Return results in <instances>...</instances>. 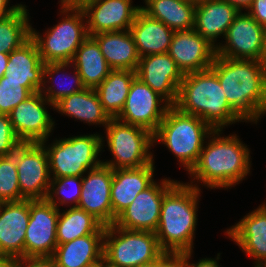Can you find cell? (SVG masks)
Returning a JSON list of instances; mask_svg holds the SVG:
<instances>
[{"label": "cell", "instance_id": "obj_42", "mask_svg": "<svg viewBox=\"0 0 266 267\" xmlns=\"http://www.w3.org/2000/svg\"><path fill=\"white\" fill-rule=\"evenodd\" d=\"M10 0H0V16L7 17L15 13L23 4L9 6ZM9 6V7H8Z\"/></svg>", "mask_w": 266, "mask_h": 267}, {"label": "cell", "instance_id": "obj_7", "mask_svg": "<svg viewBox=\"0 0 266 267\" xmlns=\"http://www.w3.org/2000/svg\"><path fill=\"white\" fill-rule=\"evenodd\" d=\"M104 138L99 133L65 137L54 140L48 147V140L42 141L48 156L50 177L83 176L88 170L100 166L102 160L98 156L104 149Z\"/></svg>", "mask_w": 266, "mask_h": 267}, {"label": "cell", "instance_id": "obj_38", "mask_svg": "<svg viewBox=\"0 0 266 267\" xmlns=\"http://www.w3.org/2000/svg\"><path fill=\"white\" fill-rule=\"evenodd\" d=\"M21 143L13 130L9 115L0 114V157L12 155Z\"/></svg>", "mask_w": 266, "mask_h": 267}, {"label": "cell", "instance_id": "obj_6", "mask_svg": "<svg viewBox=\"0 0 266 267\" xmlns=\"http://www.w3.org/2000/svg\"><path fill=\"white\" fill-rule=\"evenodd\" d=\"M170 257L161 250L155 232L106 226L103 262L107 267H136Z\"/></svg>", "mask_w": 266, "mask_h": 267}, {"label": "cell", "instance_id": "obj_50", "mask_svg": "<svg viewBox=\"0 0 266 267\" xmlns=\"http://www.w3.org/2000/svg\"><path fill=\"white\" fill-rule=\"evenodd\" d=\"M188 1H191V2H193V3H199V2H202V1H204V0H188Z\"/></svg>", "mask_w": 266, "mask_h": 267}, {"label": "cell", "instance_id": "obj_16", "mask_svg": "<svg viewBox=\"0 0 266 267\" xmlns=\"http://www.w3.org/2000/svg\"><path fill=\"white\" fill-rule=\"evenodd\" d=\"M183 73L168 52L140 57L136 77L174 106Z\"/></svg>", "mask_w": 266, "mask_h": 267}, {"label": "cell", "instance_id": "obj_51", "mask_svg": "<svg viewBox=\"0 0 266 267\" xmlns=\"http://www.w3.org/2000/svg\"><path fill=\"white\" fill-rule=\"evenodd\" d=\"M259 267H266V261L263 262Z\"/></svg>", "mask_w": 266, "mask_h": 267}, {"label": "cell", "instance_id": "obj_36", "mask_svg": "<svg viewBox=\"0 0 266 267\" xmlns=\"http://www.w3.org/2000/svg\"><path fill=\"white\" fill-rule=\"evenodd\" d=\"M0 199L2 202L21 200L16 159L13 155L0 157Z\"/></svg>", "mask_w": 266, "mask_h": 267}, {"label": "cell", "instance_id": "obj_49", "mask_svg": "<svg viewBox=\"0 0 266 267\" xmlns=\"http://www.w3.org/2000/svg\"><path fill=\"white\" fill-rule=\"evenodd\" d=\"M166 261H153L145 264L138 265L136 267H161Z\"/></svg>", "mask_w": 266, "mask_h": 267}, {"label": "cell", "instance_id": "obj_13", "mask_svg": "<svg viewBox=\"0 0 266 267\" xmlns=\"http://www.w3.org/2000/svg\"><path fill=\"white\" fill-rule=\"evenodd\" d=\"M160 182L154 181L137 194L134 201L116 217L114 225L128 230L155 232L164 194L177 180L164 178Z\"/></svg>", "mask_w": 266, "mask_h": 267}, {"label": "cell", "instance_id": "obj_5", "mask_svg": "<svg viewBox=\"0 0 266 267\" xmlns=\"http://www.w3.org/2000/svg\"><path fill=\"white\" fill-rule=\"evenodd\" d=\"M213 131L201 118L171 106L153 134V142L154 145L159 142L167 146L189 173L199 159L205 140Z\"/></svg>", "mask_w": 266, "mask_h": 267}, {"label": "cell", "instance_id": "obj_19", "mask_svg": "<svg viewBox=\"0 0 266 267\" xmlns=\"http://www.w3.org/2000/svg\"><path fill=\"white\" fill-rule=\"evenodd\" d=\"M132 0H96L84 9L88 35L128 31L134 22L140 6H133Z\"/></svg>", "mask_w": 266, "mask_h": 267}, {"label": "cell", "instance_id": "obj_40", "mask_svg": "<svg viewBox=\"0 0 266 267\" xmlns=\"http://www.w3.org/2000/svg\"><path fill=\"white\" fill-rule=\"evenodd\" d=\"M192 251L182 253L177 255V257L183 262L184 267H220L218 260L220 259V253L217 254L215 259L213 258H202L197 263H190L189 261L192 259Z\"/></svg>", "mask_w": 266, "mask_h": 267}, {"label": "cell", "instance_id": "obj_32", "mask_svg": "<svg viewBox=\"0 0 266 267\" xmlns=\"http://www.w3.org/2000/svg\"><path fill=\"white\" fill-rule=\"evenodd\" d=\"M136 71L112 70L95 88L103 110L110 118H116L124 107Z\"/></svg>", "mask_w": 266, "mask_h": 267}, {"label": "cell", "instance_id": "obj_4", "mask_svg": "<svg viewBox=\"0 0 266 267\" xmlns=\"http://www.w3.org/2000/svg\"><path fill=\"white\" fill-rule=\"evenodd\" d=\"M174 106L201 118L213 130L223 131L225 126L245 121L227 102L218 76L210 68L183 76Z\"/></svg>", "mask_w": 266, "mask_h": 267}, {"label": "cell", "instance_id": "obj_33", "mask_svg": "<svg viewBox=\"0 0 266 267\" xmlns=\"http://www.w3.org/2000/svg\"><path fill=\"white\" fill-rule=\"evenodd\" d=\"M70 67H72L73 73L70 72L69 74H67V72H65V69H69ZM62 72H65L64 74ZM62 73V74H60ZM73 75H70V74ZM57 76L59 79L64 78V76L67 79H73L70 81V85H68V87H66V83L65 82H58V84L60 83V88L57 89V87L55 85H53L55 80V77ZM67 74V75H65ZM71 77H70V76ZM57 78V79H58ZM65 79V78H64ZM66 80V79H65ZM62 81V80H61ZM73 81V82H72ZM53 82L50 86L49 84ZM48 83V85H47ZM74 83V85H73ZM66 85V86H64ZM73 86V87H72ZM86 87L83 85L82 80H81V76L79 75V72L77 71V69L73 66V64L71 62H50V63H46L45 67H44V77H43V87L40 90V92L42 93V95L53 105L58 102L60 99L72 95L74 93L80 92L83 89H85Z\"/></svg>", "mask_w": 266, "mask_h": 267}, {"label": "cell", "instance_id": "obj_3", "mask_svg": "<svg viewBox=\"0 0 266 267\" xmlns=\"http://www.w3.org/2000/svg\"><path fill=\"white\" fill-rule=\"evenodd\" d=\"M200 194L201 189L179 181L164 194L155 234L165 254L193 252Z\"/></svg>", "mask_w": 266, "mask_h": 267}, {"label": "cell", "instance_id": "obj_37", "mask_svg": "<svg viewBox=\"0 0 266 267\" xmlns=\"http://www.w3.org/2000/svg\"><path fill=\"white\" fill-rule=\"evenodd\" d=\"M32 93L22 82L7 80L4 75L0 79V114L9 115L19 103L25 101Z\"/></svg>", "mask_w": 266, "mask_h": 267}, {"label": "cell", "instance_id": "obj_31", "mask_svg": "<svg viewBox=\"0 0 266 267\" xmlns=\"http://www.w3.org/2000/svg\"><path fill=\"white\" fill-rule=\"evenodd\" d=\"M61 212L62 210H59L56 229L58 244H64L89 234H105L106 226L85 210L71 206Z\"/></svg>", "mask_w": 266, "mask_h": 267}, {"label": "cell", "instance_id": "obj_35", "mask_svg": "<svg viewBox=\"0 0 266 267\" xmlns=\"http://www.w3.org/2000/svg\"><path fill=\"white\" fill-rule=\"evenodd\" d=\"M81 191L82 176L51 178L46 200L59 210L61 205L70 207L68 205L70 203L74 204L73 207H77Z\"/></svg>", "mask_w": 266, "mask_h": 267}, {"label": "cell", "instance_id": "obj_41", "mask_svg": "<svg viewBox=\"0 0 266 267\" xmlns=\"http://www.w3.org/2000/svg\"><path fill=\"white\" fill-rule=\"evenodd\" d=\"M246 11L266 29V0H254Z\"/></svg>", "mask_w": 266, "mask_h": 267}, {"label": "cell", "instance_id": "obj_24", "mask_svg": "<svg viewBox=\"0 0 266 267\" xmlns=\"http://www.w3.org/2000/svg\"><path fill=\"white\" fill-rule=\"evenodd\" d=\"M240 11L223 0H204L196 3L194 30L217 48V38H224L227 29Z\"/></svg>", "mask_w": 266, "mask_h": 267}, {"label": "cell", "instance_id": "obj_46", "mask_svg": "<svg viewBox=\"0 0 266 267\" xmlns=\"http://www.w3.org/2000/svg\"><path fill=\"white\" fill-rule=\"evenodd\" d=\"M161 267H184V264L177 256H171Z\"/></svg>", "mask_w": 266, "mask_h": 267}, {"label": "cell", "instance_id": "obj_34", "mask_svg": "<svg viewBox=\"0 0 266 267\" xmlns=\"http://www.w3.org/2000/svg\"><path fill=\"white\" fill-rule=\"evenodd\" d=\"M22 5L15 13L0 19V52L9 54L31 38L29 10Z\"/></svg>", "mask_w": 266, "mask_h": 267}, {"label": "cell", "instance_id": "obj_14", "mask_svg": "<svg viewBox=\"0 0 266 267\" xmlns=\"http://www.w3.org/2000/svg\"><path fill=\"white\" fill-rule=\"evenodd\" d=\"M30 219L24 242V258L53 256L59 209L45 200H29Z\"/></svg>", "mask_w": 266, "mask_h": 267}, {"label": "cell", "instance_id": "obj_52", "mask_svg": "<svg viewBox=\"0 0 266 267\" xmlns=\"http://www.w3.org/2000/svg\"><path fill=\"white\" fill-rule=\"evenodd\" d=\"M92 267H101V263L100 264H97L95 266H92Z\"/></svg>", "mask_w": 266, "mask_h": 267}, {"label": "cell", "instance_id": "obj_15", "mask_svg": "<svg viewBox=\"0 0 266 267\" xmlns=\"http://www.w3.org/2000/svg\"><path fill=\"white\" fill-rule=\"evenodd\" d=\"M46 105L54 109V105L39 91L30 95L10 112L13 130L22 142L41 143L48 139L54 130L56 124Z\"/></svg>", "mask_w": 266, "mask_h": 267}, {"label": "cell", "instance_id": "obj_21", "mask_svg": "<svg viewBox=\"0 0 266 267\" xmlns=\"http://www.w3.org/2000/svg\"><path fill=\"white\" fill-rule=\"evenodd\" d=\"M247 256L259 267L266 261V203L246 214L225 231Z\"/></svg>", "mask_w": 266, "mask_h": 267}, {"label": "cell", "instance_id": "obj_10", "mask_svg": "<svg viewBox=\"0 0 266 267\" xmlns=\"http://www.w3.org/2000/svg\"><path fill=\"white\" fill-rule=\"evenodd\" d=\"M12 155L16 159L21 200H45L51 177L44 145L22 142Z\"/></svg>", "mask_w": 266, "mask_h": 267}, {"label": "cell", "instance_id": "obj_48", "mask_svg": "<svg viewBox=\"0 0 266 267\" xmlns=\"http://www.w3.org/2000/svg\"><path fill=\"white\" fill-rule=\"evenodd\" d=\"M259 62H260L264 77L266 79V43H265V46H264V48L262 50V55H261V57L259 59Z\"/></svg>", "mask_w": 266, "mask_h": 267}, {"label": "cell", "instance_id": "obj_43", "mask_svg": "<svg viewBox=\"0 0 266 267\" xmlns=\"http://www.w3.org/2000/svg\"><path fill=\"white\" fill-rule=\"evenodd\" d=\"M96 0H60L63 7L72 9H84L88 4L95 2Z\"/></svg>", "mask_w": 266, "mask_h": 267}, {"label": "cell", "instance_id": "obj_18", "mask_svg": "<svg viewBox=\"0 0 266 267\" xmlns=\"http://www.w3.org/2000/svg\"><path fill=\"white\" fill-rule=\"evenodd\" d=\"M168 53L185 75L209 69L216 56V48L191 29L174 32Z\"/></svg>", "mask_w": 266, "mask_h": 267}, {"label": "cell", "instance_id": "obj_39", "mask_svg": "<svg viewBox=\"0 0 266 267\" xmlns=\"http://www.w3.org/2000/svg\"><path fill=\"white\" fill-rule=\"evenodd\" d=\"M14 267H57L52 256L26 257L15 260Z\"/></svg>", "mask_w": 266, "mask_h": 267}, {"label": "cell", "instance_id": "obj_9", "mask_svg": "<svg viewBox=\"0 0 266 267\" xmlns=\"http://www.w3.org/2000/svg\"><path fill=\"white\" fill-rule=\"evenodd\" d=\"M105 140L113 158L102 164L114 169L138 168L154 162L153 134L140 126L126 124L111 118L106 125Z\"/></svg>", "mask_w": 266, "mask_h": 267}, {"label": "cell", "instance_id": "obj_23", "mask_svg": "<svg viewBox=\"0 0 266 267\" xmlns=\"http://www.w3.org/2000/svg\"><path fill=\"white\" fill-rule=\"evenodd\" d=\"M5 76L7 80L22 82L32 94L43 87L44 67L36 42L30 38L9 53Z\"/></svg>", "mask_w": 266, "mask_h": 267}, {"label": "cell", "instance_id": "obj_28", "mask_svg": "<svg viewBox=\"0 0 266 267\" xmlns=\"http://www.w3.org/2000/svg\"><path fill=\"white\" fill-rule=\"evenodd\" d=\"M62 115L75 118L90 125H102L105 129L109 120L103 110L99 96L95 89L85 88L80 92L66 96L54 104V109Z\"/></svg>", "mask_w": 266, "mask_h": 267}, {"label": "cell", "instance_id": "obj_12", "mask_svg": "<svg viewBox=\"0 0 266 267\" xmlns=\"http://www.w3.org/2000/svg\"><path fill=\"white\" fill-rule=\"evenodd\" d=\"M224 40V44L218 43L216 55L259 61L266 43V29L247 12L240 11L227 29Z\"/></svg>", "mask_w": 266, "mask_h": 267}, {"label": "cell", "instance_id": "obj_11", "mask_svg": "<svg viewBox=\"0 0 266 267\" xmlns=\"http://www.w3.org/2000/svg\"><path fill=\"white\" fill-rule=\"evenodd\" d=\"M170 107L171 105L161 95L135 77L124 107L116 119L143 127L154 134Z\"/></svg>", "mask_w": 266, "mask_h": 267}, {"label": "cell", "instance_id": "obj_45", "mask_svg": "<svg viewBox=\"0 0 266 267\" xmlns=\"http://www.w3.org/2000/svg\"><path fill=\"white\" fill-rule=\"evenodd\" d=\"M9 54L0 52V79L5 75L7 71V64L9 61Z\"/></svg>", "mask_w": 266, "mask_h": 267}, {"label": "cell", "instance_id": "obj_26", "mask_svg": "<svg viewBox=\"0 0 266 267\" xmlns=\"http://www.w3.org/2000/svg\"><path fill=\"white\" fill-rule=\"evenodd\" d=\"M104 234H89L56 246L57 267H92L103 263Z\"/></svg>", "mask_w": 266, "mask_h": 267}, {"label": "cell", "instance_id": "obj_2", "mask_svg": "<svg viewBox=\"0 0 266 267\" xmlns=\"http://www.w3.org/2000/svg\"><path fill=\"white\" fill-rule=\"evenodd\" d=\"M210 69L218 76L229 105L245 122L257 124L266 114V79L260 62L216 55Z\"/></svg>", "mask_w": 266, "mask_h": 267}, {"label": "cell", "instance_id": "obj_44", "mask_svg": "<svg viewBox=\"0 0 266 267\" xmlns=\"http://www.w3.org/2000/svg\"><path fill=\"white\" fill-rule=\"evenodd\" d=\"M234 5L239 11L248 9L254 0H223Z\"/></svg>", "mask_w": 266, "mask_h": 267}, {"label": "cell", "instance_id": "obj_17", "mask_svg": "<svg viewBox=\"0 0 266 267\" xmlns=\"http://www.w3.org/2000/svg\"><path fill=\"white\" fill-rule=\"evenodd\" d=\"M86 174L82 176V191L77 207L92 214L104 226L112 225L113 169L101 164L95 169L88 170Z\"/></svg>", "mask_w": 266, "mask_h": 267}, {"label": "cell", "instance_id": "obj_53", "mask_svg": "<svg viewBox=\"0 0 266 267\" xmlns=\"http://www.w3.org/2000/svg\"><path fill=\"white\" fill-rule=\"evenodd\" d=\"M101 267H107L105 264H104V262L103 263H101Z\"/></svg>", "mask_w": 266, "mask_h": 267}, {"label": "cell", "instance_id": "obj_1", "mask_svg": "<svg viewBox=\"0 0 266 267\" xmlns=\"http://www.w3.org/2000/svg\"><path fill=\"white\" fill-rule=\"evenodd\" d=\"M222 133V130H214L208 136L197 163L188 173L192 179L188 184L198 189L200 183L211 189H230L250 173L251 156L247 145L237 134L224 137Z\"/></svg>", "mask_w": 266, "mask_h": 267}, {"label": "cell", "instance_id": "obj_25", "mask_svg": "<svg viewBox=\"0 0 266 267\" xmlns=\"http://www.w3.org/2000/svg\"><path fill=\"white\" fill-rule=\"evenodd\" d=\"M140 57L169 51L174 31L141 9L129 29Z\"/></svg>", "mask_w": 266, "mask_h": 267}, {"label": "cell", "instance_id": "obj_20", "mask_svg": "<svg viewBox=\"0 0 266 267\" xmlns=\"http://www.w3.org/2000/svg\"><path fill=\"white\" fill-rule=\"evenodd\" d=\"M30 219L29 200L3 202L0 206V254L24 258L26 229Z\"/></svg>", "mask_w": 266, "mask_h": 267}, {"label": "cell", "instance_id": "obj_27", "mask_svg": "<svg viewBox=\"0 0 266 267\" xmlns=\"http://www.w3.org/2000/svg\"><path fill=\"white\" fill-rule=\"evenodd\" d=\"M92 37L112 70L136 71L140 56L130 31L94 34Z\"/></svg>", "mask_w": 266, "mask_h": 267}, {"label": "cell", "instance_id": "obj_47", "mask_svg": "<svg viewBox=\"0 0 266 267\" xmlns=\"http://www.w3.org/2000/svg\"><path fill=\"white\" fill-rule=\"evenodd\" d=\"M14 264V258L0 254V267H14Z\"/></svg>", "mask_w": 266, "mask_h": 267}, {"label": "cell", "instance_id": "obj_29", "mask_svg": "<svg viewBox=\"0 0 266 267\" xmlns=\"http://www.w3.org/2000/svg\"><path fill=\"white\" fill-rule=\"evenodd\" d=\"M140 9L175 31L194 29L196 4L188 0H144Z\"/></svg>", "mask_w": 266, "mask_h": 267}, {"label": "cell", "instance_id": "obj_30", "mask_svg": "<svg viewBox=\"0 0 266 267\" xmlns=\"http://www.w3.org/2000/svg\"><path fill=\"white\" fill-rule=\"evenodd\" d=\"M71 63L79 72L86 88L95 89L112 71L99 44L92 36H89L76 50Z\"/></svg>", "mask_w": 266, "mask_h": 267}, {"label": "cell", "instance_id": "obj_22", "mask_svg": "<svg viewBox=\"0 0 266 267\" xmlns=\"http://www.w3.org/2000/svg\"><path fill=\"white\" fill-rule=\"evenodd\" d=\"M154 162L138 168H119L113 170L111 182L112 224L116 217L126 209L137 194L154 182Z\"/></svg>", "mask_w": 266, "mask_h": 267}, {"label": "cell", "instance_id": "obj_8", "mask_svg": "<svg viewBox=\"0 0 266 267\" xmlns=\"http://www.w3.org/2000/svg\"><path fill=\"white\" fill-rule=\"evenodd\" d=\"M62 20L41 36L31 27V38L36 42L42 61L71 62L76 50L89 37L87 20L83 9L66 8L60 5ZM40 33V34H39Z\"/></svg>", "mask_w": 266, "mask_h": 267}]
</instances>
